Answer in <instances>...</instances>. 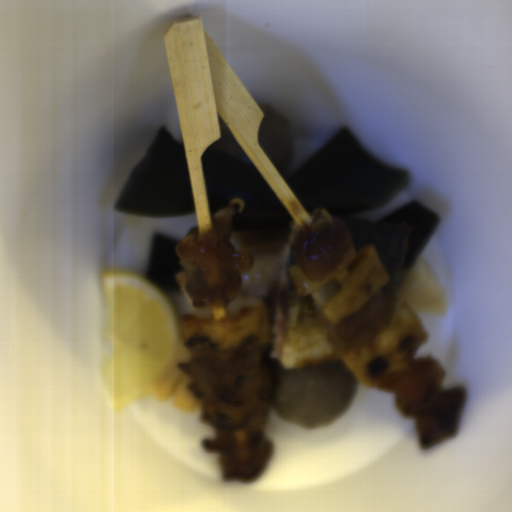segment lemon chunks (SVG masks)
<instances>
[{
  "mask_svg": "<svg viewBox=\"0 0 512 512\" xmlns=\"http://www.w3.org/2000/svg\"><path fill=\"white\" fill-rule=\"evenodd\" d=\"M105 356L116 408L155 387L181 344L169 298L136 272L101 277Z\"/></svg>",
  "mask_w": 512,
  "mask_h": 512,
  "instance_id": "e0be4373",
  "label": "lemon chunks"
}]
</instances>
